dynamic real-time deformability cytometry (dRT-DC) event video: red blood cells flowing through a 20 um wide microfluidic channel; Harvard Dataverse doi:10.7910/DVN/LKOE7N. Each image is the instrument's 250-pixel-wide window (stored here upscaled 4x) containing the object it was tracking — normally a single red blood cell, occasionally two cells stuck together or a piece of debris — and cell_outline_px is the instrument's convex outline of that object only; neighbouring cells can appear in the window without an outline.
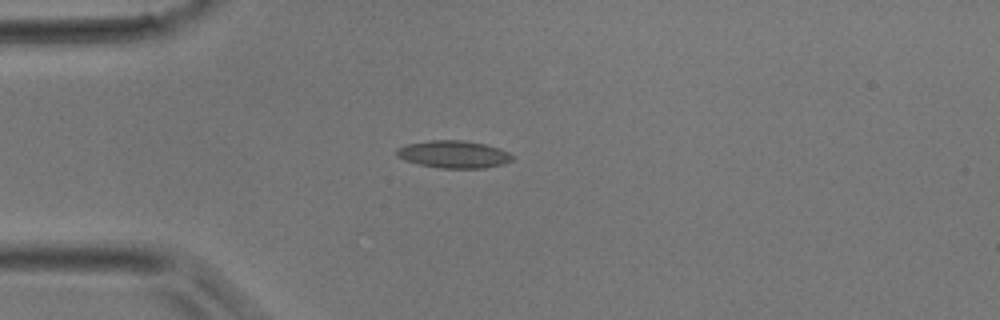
{"species": "common noctule bat (a hibernating species)", "species_latin": "Nyctalus noctula", "temperature_condition": "room temperature", "stored_images_in_passage": 4, "camera_frame_rate_fps": 3000, "um_per_image_px": 0.085, "animal": {"sex": "male", "body_mass_g": 17.9}, "frame": {"image": 1, "passage_image": 4, "time_ms": 3.333, "image_size_px": [1000, 320], "cell_outline_px": [[516, 156], [512, 160], [504, 164], [484, 168], [440, 168], [420, 164], [404, 160], [396, 156], [396, 148], [408, 144], [428, 140], [460, 140], [484, 144], [500, 148]], "centroid_in_image_um": [38.58, 13.12], "position_along_channel_um": 46.4, "area_um2": 18.55}}